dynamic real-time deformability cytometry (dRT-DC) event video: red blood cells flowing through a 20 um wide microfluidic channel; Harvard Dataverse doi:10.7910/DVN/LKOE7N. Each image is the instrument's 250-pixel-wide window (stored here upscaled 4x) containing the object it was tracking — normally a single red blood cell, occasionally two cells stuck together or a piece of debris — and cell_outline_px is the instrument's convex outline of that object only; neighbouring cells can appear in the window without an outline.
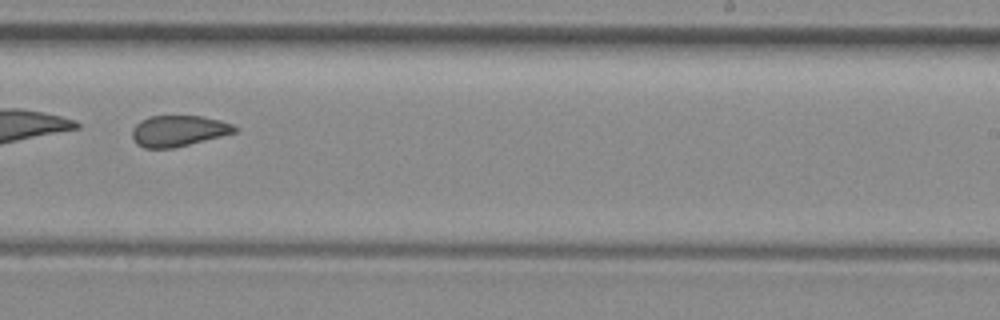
{"species": "common noctule bat (a hibernating species)", "species_latin": "Nyctalus noctula", "temperature_condition": "room temperature", "stored_images_in_passage": 31, "camera_frame_rate_fps": 3000, "um_per_image_px": 0.085, "animal": {"sex": "female", "body_mass_g": 29.2, "forearm_length_mm": 56.3}, "frame": {"image": 1, "passage_image": 18, "time_ms": 5.667, "image_size_px": [1000, 320], "cell_outline_px": [[236, 132], [172, 148], [144, 148], [136, 144], [132, 136], [132, 128], [140, 120], [148, 116], [200, 116], [220, 120], [232, 124], [236, 128]], "centroid_in_image_um": [15.11, 11.11], "position_along_channel_um": 273.9, "area_um2": 18.32}, "authors_computed_cell_mechanics": {"area_um2": 19.363, "velocity_mm_per_s": 4.0004, "shape_relaxation_time_tau1_ms": null, "shape_relaxation_time_tau2_ms": 1.7612, "deformation_change_tau1": null, "deformation_change_tau2": 0.0866}}